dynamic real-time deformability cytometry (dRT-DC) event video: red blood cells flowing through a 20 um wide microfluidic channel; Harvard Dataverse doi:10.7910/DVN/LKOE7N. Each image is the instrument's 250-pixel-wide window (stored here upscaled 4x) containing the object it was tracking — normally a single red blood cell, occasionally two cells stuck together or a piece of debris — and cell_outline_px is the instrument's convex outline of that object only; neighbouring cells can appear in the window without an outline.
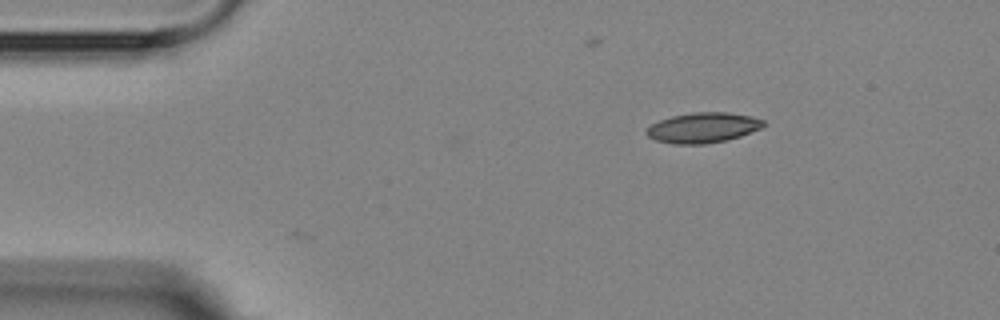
{"species": "Egyptian fruit bat (a non-hibernating species)", "species_latin": "Rousettus aegyptiacus", "temperature_condition": "room temperature", "stored_images_in_passage": 3, "camera_frame_rate_fps": 3000, "um_per_image_px": 0.085, "animal": {"sex": "female"}, "frame": {"image": 1, "passage_image": 1, "time_ms": 0.0, "image_size_px": [1000, 320], "cell_outline_px": [[764, 124], [760, 128], [740, 136], [728, 140], [704, 144], [672, 144], [656, 140], [648, 136], [644, 132], [652, 124], [660, 120], [672, 116], [692, 112], [728, 112], [752, 116], [764, 120]], "centroid_in_image_um": [59.74, 10.85], "position_along_channel_um": 25.3, "area_um2": 20.58}}
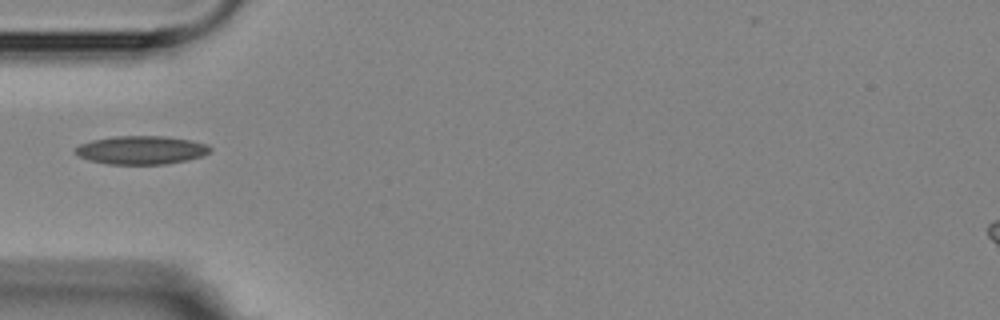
{"frame": {"image": 2, "passage_image": 3, "time_ms": 3.0, "image_size_px": [1000, 320], "cell_outline_px": [[212, 148], [208, 152], [200, 156], [188, 160], [164, 164], [108, 164], [88, 160], [72, 152], [80, 144], [92, 140], [112, 136], [164, 136], [192, 140], [208, 144]], "centroid_in_image_um": [11.99, 12.75], "position_along_channel_um": 73.0, "area_um2": 22.37}}